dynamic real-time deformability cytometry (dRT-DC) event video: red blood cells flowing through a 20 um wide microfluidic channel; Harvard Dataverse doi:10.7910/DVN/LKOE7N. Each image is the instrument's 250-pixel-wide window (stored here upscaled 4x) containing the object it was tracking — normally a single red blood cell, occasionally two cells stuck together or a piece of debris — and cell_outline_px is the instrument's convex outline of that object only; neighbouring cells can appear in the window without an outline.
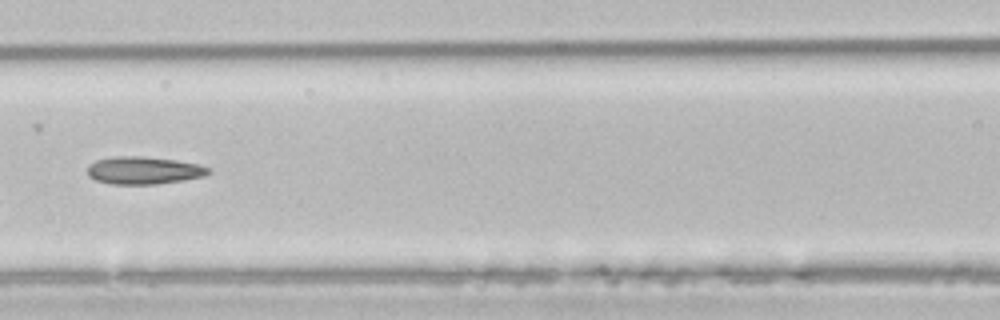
{"species": "common noctule bat (a hibernating species)", "species_latin": "Nyctalus noctula", "temperature_condition": "room temperature", "stored_images_in_passage": 6, "camera_frame_rate_fps": 3000, "um_per_image_px": 0.085, "animal": {"sex": "male", "body_mass_g": 21.5, "forearm_length_mm": 52.0}, "frame": {"image": 1, "passage_image": 6, "time_ms": 7.0, "image_size_px": [1000, 320], "cell_outline_px": [[208, 172], [204, 176], [184, 180], [156, 184], [108, 184], [96, 180], [88, 176], [88, 164], [96, 160], [116, 156], [144, 156], [176, 160], [196, 164], [208, 168]], "centroid_in_image_um": [12.15, 14.48], "position_along_channel_um": 154.4, "area_um2": 19.36}}